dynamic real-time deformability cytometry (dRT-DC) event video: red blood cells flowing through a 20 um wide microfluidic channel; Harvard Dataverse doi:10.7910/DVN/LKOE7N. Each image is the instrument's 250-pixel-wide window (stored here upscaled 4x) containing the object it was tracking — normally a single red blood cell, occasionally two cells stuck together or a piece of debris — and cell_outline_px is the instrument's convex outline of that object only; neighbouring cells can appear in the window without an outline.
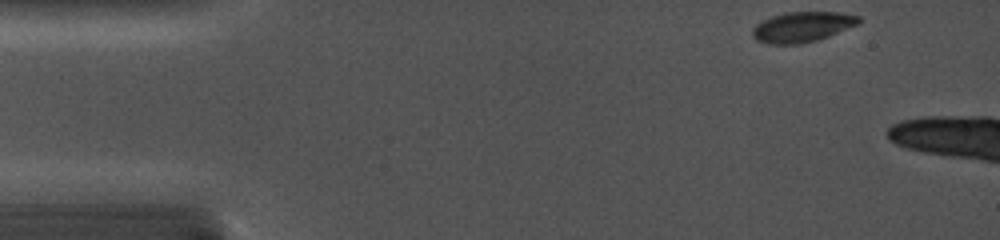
{"species": "common noctule bat (a hibernating species)", "species_latin": "Nyctalus noctula", "temperature_condition": "cold", "stored_images_in_passage": 7, "camera_frame_rate_fps": 5000, "um_per_image_px": 0.085, "animal": {"sex": "female", "body_mass_g": 19.0, "forearm_length_mm": 56.7}, "frame": {"image": 1, "passage_image": 1, "time_ms": 0.0, "image_size_px": [1000, 240], "cell_outline_px": [[860, 24], [828, 36], [816, 40], [800, 44], [768, 44], [756, 40], [752, 36], [752, 28], [756, 24], [772, 16], [784, 12], [836, 12], [860, 16]], "centroid_in_image_um": [68.18, 2.29], "position_along_channel_um": 16.8, "area_um2": 18.79}}
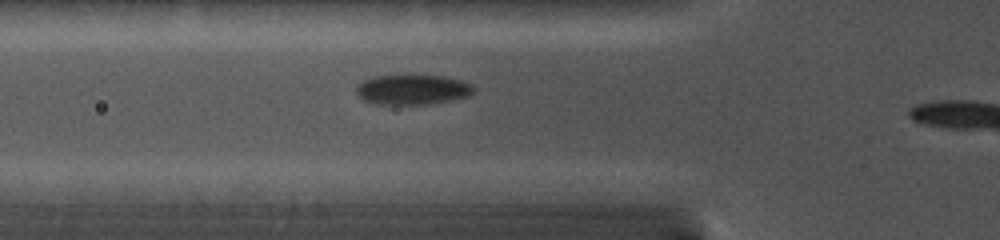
{"frame": {"image": 2, "passage_image": 7, "time_ms": 4.2, "image_size_px": [1000, 240], "cell_outline_px": [[476, 88], [468, 96], [452, 100], [432, 104], [376, 104], [364, 100], [356, 92], [356, 88], [364, 80], [376, 76], [444, 76], [460, 80], [472, 84]], "centroid_in_image_um": [35.1, 7.63], "position_along_channel_um": 90.7, "area_um2": 20.29}}